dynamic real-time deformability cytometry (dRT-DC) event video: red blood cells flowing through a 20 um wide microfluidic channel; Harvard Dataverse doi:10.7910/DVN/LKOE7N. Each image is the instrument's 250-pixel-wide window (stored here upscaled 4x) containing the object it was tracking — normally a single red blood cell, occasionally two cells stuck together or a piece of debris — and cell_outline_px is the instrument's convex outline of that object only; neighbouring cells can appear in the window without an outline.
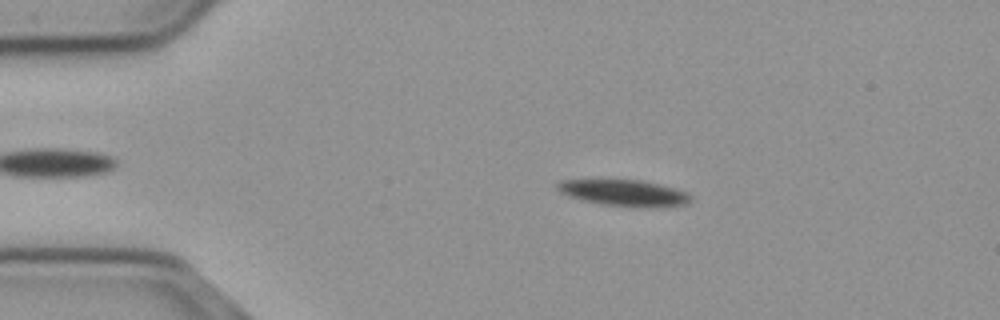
{"species": "common noctule bat (a hibernating species)", "species_latin": "Nyctalus noctula", "temperature_condition": "cold", "stored_images_in_passage": 47, "camera_frame_rate_fps": 3000, "um_per_image_px": 0.085, "animal": {"sex": "male", "body_mass_g": 23.1, "forearm_length_mm": 52.7}, "frame": {"image": 1, "passage_image": 9, "time_ms": 2.667, "image_size_px": [1000, 320], "cell_outline_px": [[692, 200], [688, 204], [652, 208], [640, 208], [604, 204], [584, 200], [568, 196], [560, 192], [556, 188], [556, 184], [560, 180], [644, 180], [676, 188], [688, 192], [692, 196]], "centroid_in_image_um": [53.12, 16.4], "position_along_channel_um": 31.9, "area_um2": 20.69}}
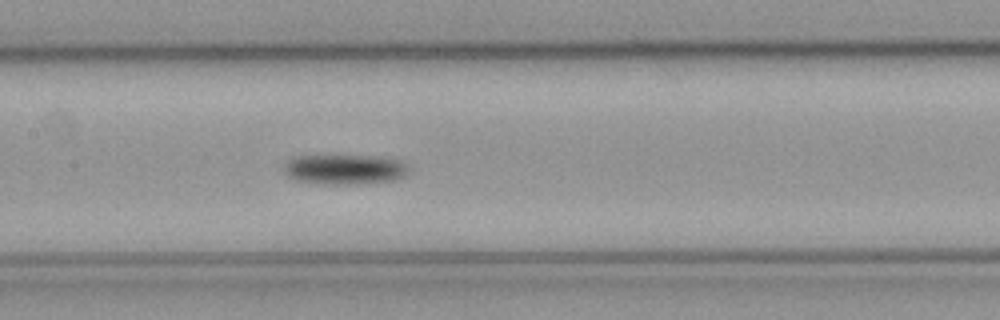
{"frame": {"image": 2, "passage_image": 25, "time_ms": 8.0, "image_size_px": [1000, 320], "cell_outline_px": [[408, 172], [404, 176], [392, 180], [360, 184], [332, 184], [296, 180], [288, 176], [284, 172], [284, 164], [292, 156], [380, 156], [400, 160], [408, 164]], "centroid_in_image_um": [29.31, 14.38], "position_along_channel_um": 178.1, "area_um2": 21.79}}
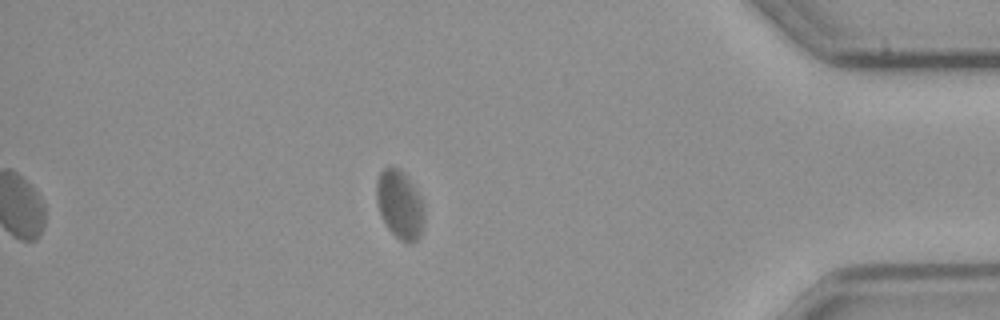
{"frame": {"image": 3, "passage_image": 47, "time_ms": 15.333, "image_size_px": [1000, 320], "cell_outline_px": [[424, 220], [420, 236], [416, 240], [400, 240], [388, 228], [380, 212], [376, 200], [376, 180], [380, 172], [384, 168], [400, 168], [404, 172], [420, 196], [424, 204]], "centroid_in_image_um": [33.98, 17.35], "position_along_channel_um": 401.2, "area_um2": 18.79}, "authors_computed_cell_mechanics": {"area_um2": 20.9236, "velocity_mm_per_s": 3.6338, "shape_relaxation_time_tau1_ms": 2.2024, "shape_relaxation_time_tau2_ms": null, "deformation_change_tau1": 0.0834, "deformation_change_tau2": null}}